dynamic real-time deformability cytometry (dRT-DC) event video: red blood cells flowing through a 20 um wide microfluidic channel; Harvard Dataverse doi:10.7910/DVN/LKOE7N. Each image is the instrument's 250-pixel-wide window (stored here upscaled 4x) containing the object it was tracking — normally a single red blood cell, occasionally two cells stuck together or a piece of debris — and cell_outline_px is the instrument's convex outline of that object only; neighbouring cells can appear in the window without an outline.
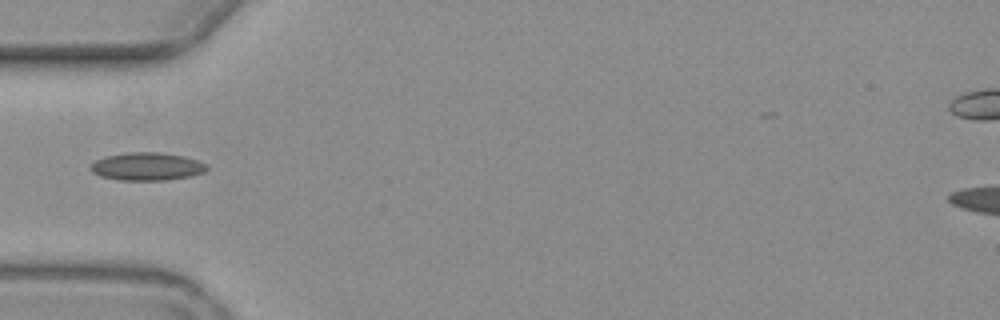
{"species": "common noctule bat (a hibernating species)", "species_latin": "Nyctalus noctula", "temperature_condition": "warm", "stored_images_in_passage": 5, "camera_frame_rate_fps": 3000, "um_per_image_px": 0.085, "animal": {"sex": "female", "body_mass_g": 19.3, "forearm_length_mm": 54.1}, "frame": {"image": 1, "passage_image": 3, "time_ms": 2.667, "image_size_px": [1000, 320], "cell_outline_px": [[208, 168], [204, 172], [192, 176], [168, 180], [120, 180], [100, 176], [92, 172], [88, 168], [96, 160], [104, 156], [128, 152], [160, 152], [184, 156], [208, 164]], "centroid_in_image_um": [12.49, 14.15], "position_along_channel_um": 72.5, "area_um2": 19.07}}
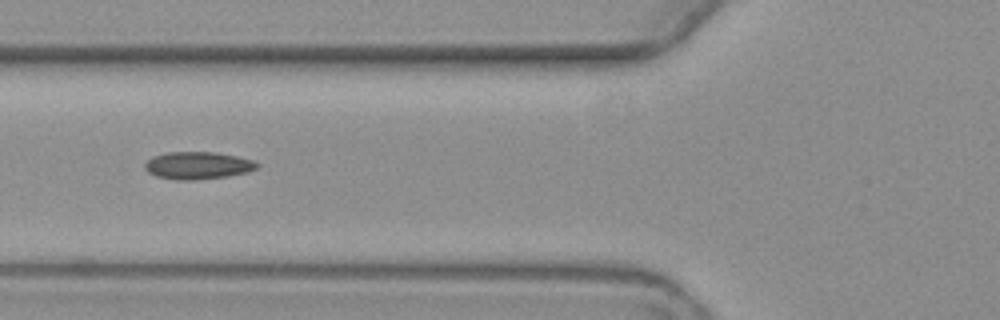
{"frame": {"image": 2, "passage_image": 4, "time_ms": 3.667, "image_size_px": [1000, 320], "cell_outline_px": [[260, 164], [256, 168], [248, 172], [228, 176], [196, 180], [176, 180], [156, 176], [148, 172], [144, 168], [144, 164], [152, 156], [168, 152], [216, 152], [256, 160]], "centroid_in_image_um": [16.82, 14.06], "position_along_channel_um": 109.0, "area_um2": 18.09}}
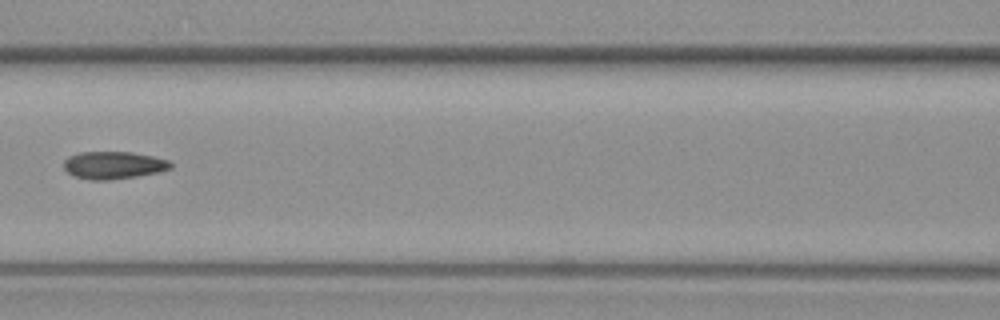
{"frame": {"image": 3, "passage_image": 5, "time_ms": 5.0, "image_size_px": [1000, 320], "cell_outline_px": [[172, 168], [160, 172], [136, 176], [108, 180], [88, 180], [72, 176], [64, 168], [64, 160], [68, 156], [80, 152], [132, 152], [152, 156], [168, 160], [172, 164]], "centroid_in_image_um": [9.63, 14.04], "position_along_channel_um": 157.0, "area_um2": 17.22}}